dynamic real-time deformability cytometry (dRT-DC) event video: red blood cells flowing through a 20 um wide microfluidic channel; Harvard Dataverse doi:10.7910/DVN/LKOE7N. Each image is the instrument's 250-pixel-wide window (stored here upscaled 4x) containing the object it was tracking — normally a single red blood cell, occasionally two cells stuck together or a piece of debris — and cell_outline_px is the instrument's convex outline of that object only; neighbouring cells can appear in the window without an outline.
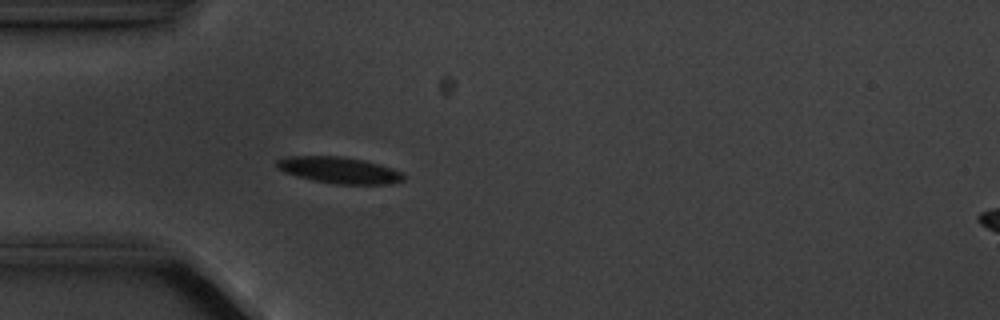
{"species": "common noctule bat (a hibernating species)", "species_latin": "Nyctalus noctula", "temperature_condition": "cold", "stored_images_in_passage": 1, "camera_frame_rate_fps": 3000, "um_per_image_px": 0.085, "animal": {"sex": "male", "body_mass_g": 20.1, "forearm_length_mm": 53.5}, "frame": {"image": 1, "passage_image": 1, "time_ms": 0.0, "image_size_px": [1000, 320], "cell_outline_px": [[404, 180], [392, 184], [336, 184], [312, 180], [296, 176], [284, 172], [276, 168], [276, 160], [288, 156], [344, 156], [364, 160], [380, 164], [392, 168], [400, 172], [404, 176]], "centroid_in_image_um": [28.81, 14.46], "position_along_channel_um": 56.2, "area_um2": 19.65}}